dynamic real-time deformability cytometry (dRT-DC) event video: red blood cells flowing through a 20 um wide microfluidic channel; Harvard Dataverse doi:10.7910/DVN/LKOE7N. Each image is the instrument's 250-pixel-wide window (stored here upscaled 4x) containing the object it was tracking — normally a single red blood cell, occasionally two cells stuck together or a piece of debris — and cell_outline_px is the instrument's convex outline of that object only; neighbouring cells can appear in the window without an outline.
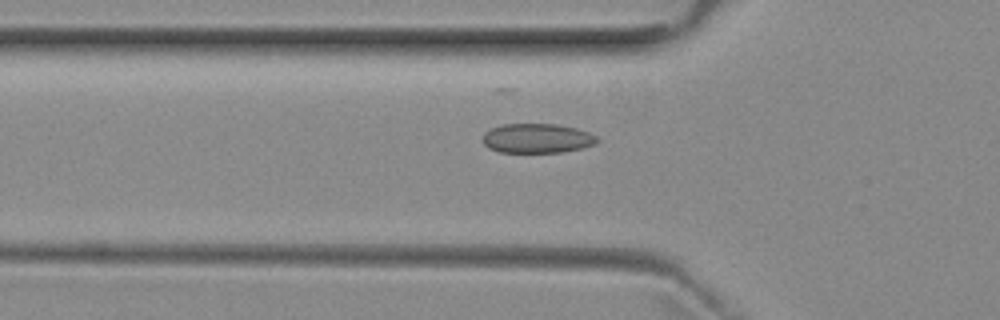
{"species": "common noctule bat (a hibernating species)", "species_latin": "Nyctalus noctula", "temperature_condition": "room temperature", "stored_images_in_passage": 49, "camera_frame_rate_fps": 3000, "um_per_image_px": 0.085, "animal": {"sex": "female", "body_mass_g": 29.2, "forearm_length_mm": 56.3}, "frame": {"image": 1, "passage_image": 17, "time_ms": 5.333, "image_size_px": [1000, 320], "cell_outline_px": [[600, 140], [596, 144], [580, 148], [560, 152], [500, 152], [488, 148], [484, 144], [484, 132], [492, 128], [504, 124], [556, 124], [576, 128], [588, 132], [596, 136]], "centroid_in_image_um": [45.66, 11.75], "position_along_channel_um": 80.1, "area_um2": 19.54}}
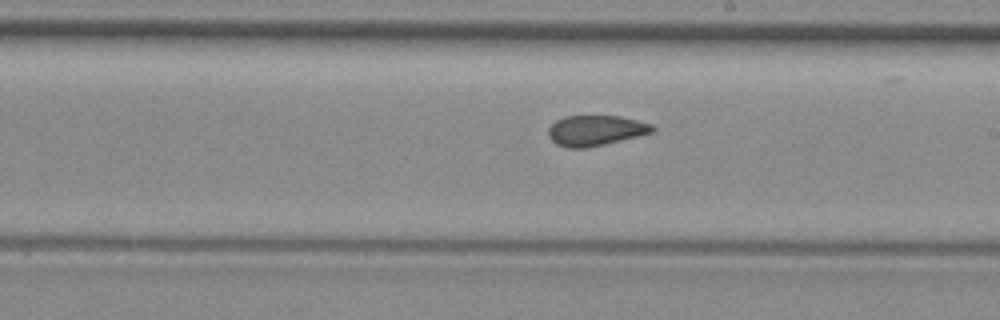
{"frame": {"image": 2, "passage_image": 29, "time_ms": 9.333, "image_size_px": [1000, 320], "cell_outline_px": [[656, 128], [652, 132], [604, 144], [584, 148], [568, 148], [556, 144], [548, 136], [548, 128], [556, 120], [564, 116], [620, 116], [652, 124]], "centroid_in_image_um": [50.59, 11.08], "position_along_channel_um": 238.4, "area_um2": 18.26}}
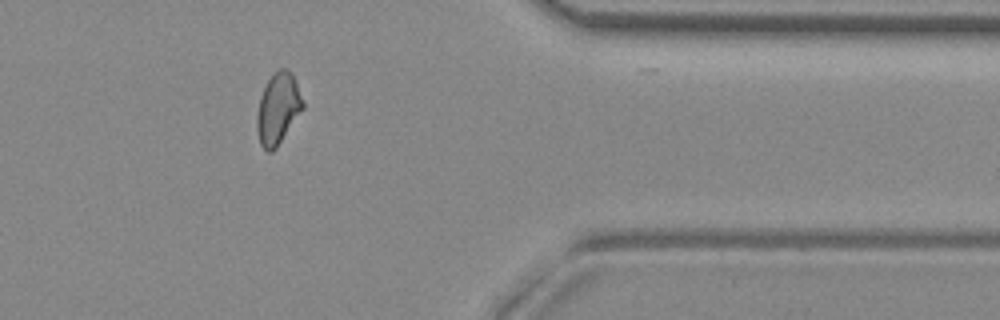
{"frame": {"image": 3, "passage_image": 42, "time_ms": 13.667, "image_size_px": [1000, 320], "cell_outline_px": [[304, 108], [276, 148], [272, 152], [268, 152], [260, 144], [256, 128], [256, 116], [260, 96], [268, 80], [280, 68], [288, 68], [292, 72], [296, 80], [304, 100]], "centroid_in_image_um": [23.64, 9.22], "position_along_channel_um": 387.8, "area_um2": 19.19}, "authors_computed_cell_mechanics": {"area_um2": 19.074, "velocity_mm_per_s": 3.9372, "shape_relaxation_time_tau1_ms": null, "shape_relaxation_time_tau2_ms": 2.0309, "deformation_change_tau1": null, "deformation_change_tau2": 0.0496}}